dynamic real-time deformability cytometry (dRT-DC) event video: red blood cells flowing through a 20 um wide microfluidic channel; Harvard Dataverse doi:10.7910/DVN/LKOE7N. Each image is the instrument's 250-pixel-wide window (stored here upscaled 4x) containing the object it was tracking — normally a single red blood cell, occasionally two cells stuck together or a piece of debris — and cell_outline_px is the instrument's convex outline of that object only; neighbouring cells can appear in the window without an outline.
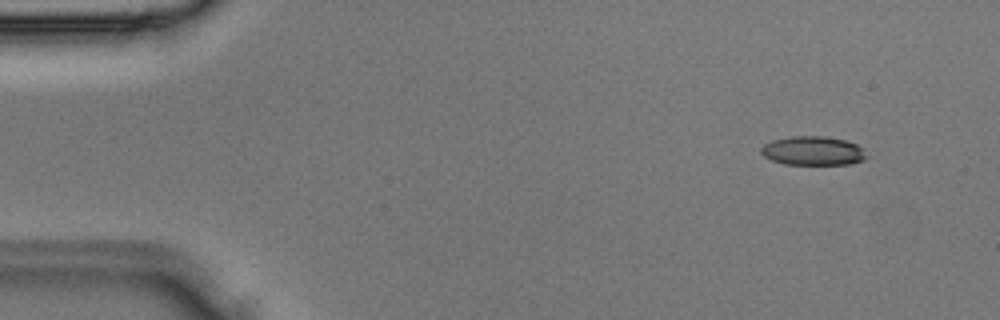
{"species": "Egyptian fruit bat (a non-hibernating species)", "species_latin": "Rousettus aegyptiacus", "temperature_condition": "room temperature", "stored_images_in_passage": 3, "camera_frame_rate_fps": 3000, "um_per_image_px": 0.085, "animal": {"sex": "male"}, "frame": {"image": 1, "passage_image": 3, "time_ms": 0.667, "image_size_px": [1000, 320], "cell_outline_px": [[868, 156], [864, 160], [852, 164], [784, 164], [772, 160], [764, 156], [760, 152], [760, 148], [764, 144], [772, 140], [792, 136], [824, 136], [844, 140], [856, 144], [864, 148]], "centroid_in_image_um": [69.12, 12.82], "position_along_channel_um": 15.9, "area_um2": 17.92}}